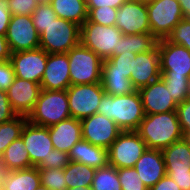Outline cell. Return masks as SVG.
Masks as SVG:
<instances>
[{
	"instance_id": "obj_38",
	"label": "cell",
	"mask_w": 190,
	"mask_h": 190,
	"mask_svg": "<svg viewBox=\"0 0 190 190\" xmlns=\"http://www.w3.org/2000/svg\"><path fill=\"white\" fill-rule=\"evenodd\" d=\"M169 42L181 45L190 51V19L183 18L166 38Z\"/></svg>"
},
{
	"instance_id": "obj_23",
	"label": "cell",
	"mask_w": 190,
	"mask_h": 190,
	"mask_svg": "<svg viewBox=\"0 0 190 190\" xmlns=\"http://www.w3.org/2000/svg\"><path fill=\"white\" fill-rule=\"evenodd\" d=\"M161 151L166 171L190 170V143L185 138Z\"/></svg>"
},
{
	"instance_id": "obj_24",
	"label": "cell",
	"mask_w": 190,
	"mask_h": 190,
	"mask_svg": "<svg viewBox=\"0 0 190 190\" xmlns=\"http://www.w3.org/2000/svg\"><path fill=\"white\" fill-rule=\"evenodd\" d=\"M49 4L53 7L57 17L80 27L88 18L86 0H51Z\"/></svg>"
},
{
	"instance_id": "obj_2",
	"label": "cell",
	"mask_w": 190,
	"mask_h": 190,
	"mask_svg": "<svg viewBox=\"0 0 190 190\" xmlns=\"http://www.w3.org/2000/svg\"><path fill=\"white\" fill-rule=\"evenodd\" d=\"M97 113L113 120L122 131H136L145 117L138 90L119 96L105 93L98 105Z\"/></svg>"
},
{
	"instance_id": "obj_11",
	"label": "cell",
	"mask_w": 190,
	"mask_h": 190,
	"mask_svg": "<svg viewBox=\"0 0 190 190\" xmlns=\"http://www.w3.org/2000/svg\"><path fill=\"white\" fill-rule=\"evenodd\" d=\"M82 139L108 149L122 130L105 115L95 113L81 120Z\"/></svg>"
},
{
	"instance_id": "obj_36",
	"label": "cell",
	"mask_w": 190,
	"mask_h": 190,
	"mask_svg": "<svg viewBox=\"0 0 190 190\" xmlns=\"http://www.w3.org/2000/svg\"><path fill=\"white\" fill-rule=\"evenodd\" d=\"M31 17L36 31L41 35L46 27L57 18V14L50 4H39Z\"/></svg>"
},
{
	"instance_id": "obj_21",
	"label": "cell",
	"mask_w": 190,
	"mask_h": 190,
	"mask_svg": "<svg viewBox=\"0 0 190 190\" xmlns=\"http://www.w3.org/2000/svg\"><path fill=\"white\" fill-rule=\"evenodd\" d=\"M54 149L69 153L82 139L81 120L69 118L48 127Z\"/></svg>"
},
{
	"instance_id": "obj_49",
	"label": "cell",
	"mask_w": 190,
	"mask_h": 190,
	"mask_svg": "<svg viewBox=\"0 0 190 190\" xmlns=\"http://www.w3.org/2000/svg\"><path fill=\"white\" fill-rule=\"evenodd\" d=\"M184 18L190 19V0H178Z\"/></svg>"
},
{
	"instance_id": "obj_31",
	"label": "cell",
	"mask_w": 190,
	"mask_h": 190,
	"mask_svg": "<svg viewBox=\"0 0 190 190\" xmlns=\"http://www.w3.org/2000/svg\"><path fill=\"white\" fill-rule=\"evenodd\" d=\"M91 188L92 190H122L117 169L109 164L96 169Z\"/></svg>"
},
{
	"instance_id": "obj_15",
	"label": "cell",
	"mask_w": 190,
	"mask_h": 190,
	"mask_svg": "<svg viewBox=\"0 0 190 190\" xmlns=\"http://www.w3.org/2000/svg\"><path fill=\"white\" fill-rule=\"evenodd\" d=\"M21 138L34 167H38L44 159H48L51 150L54 149L48 127L34 125L27 121L21 132Z\"/></svg>"
},
{
	"instance_id": "obj_45",
	"label": "cell",
	"mask_w": 190,
	"mask_h": 190,
	"mask_svg": "<svg viewBox=\"0 0 190 190\" xmlns=\"http://www.w3.org/2000/svg\"><path fill=\"white\" fill-rule=\"evenodd\" d=\"M9 0H0V35L5 36L11 19V13L8 9Z\"/></svg>"
},
{
	"instance_id": "obj_9",
	"label": "cell",
	"mask_w": 190,
	"mask_h": 190,
	"mask_svg": "<svg viewBox=\"0 0 190 190\" xmlns=\"http://www.w3.org/2000/svg\"><path fill=\"white\" fill-rule=\"evenodd\" d=\"M104 94L101 83L71 85L67 89L71 117L82 120L97 113Z\"/></svg>"
},
{
	"instance_id": "obj_44",
	"label": "cell",
	"mask_w": 190,
	"mask_h": 190,
	"mask_svg": "<svg viewBox=\"0 0 190 190\" xmlns=\"http://www.w3.org/2000/svg\"><path fill=\"white\" fill-rule=\"evenodd\" d=\"M166 175L170 176L181 190H190V170L166 171Z\"/></svg>"
},
{
	"instance_id": "obj_51",
	"label": "cell",
	"mask_w": 190,
	"mask_h": 190,
	"mask_svg": "<svg viewBox=\"0 0 190 190\" xmlns=\"http://www.w3.org/2000/svg\"><path fill=\"white\" fill-rule=\"evenodd\" d=\"M67 190H92V188L91 187H86V188L77 187V188H68Z\"/></svg>"
},
{
	"instance_id": "obj_47",
	"label": "cell",
	"mask_w": 190,
	"mask_h": 190,
	"mask_svg": "<svg viewBox=\"0 0 190 190\" xmlns=\"http://www.w3.org/2000/svg\"><path fill=\"white\" fill-rule=\"evenodd\" d=\"M127 0H86L87 8L109 6L118 9Z\"/></svg>"
},
{
	"instance_id": "obj_35",
	"label": "cell",
	"mask_w": 190,
	"mask_h": 190,
	"mask_svg": "<svg viewBox=\"0 0 190 190\" xmlns=\"http://www.w3.org/2000/svg\"><path fill=\"white\" fill-rule=\"evenodd\" d=\"M122 190H149L134 167L117 169Z\"/></svg>"
},
{
	"instance_id": "obj_41",
	"label": "cell",
	"mask_w": 190,
	"mask_h": 190,
	"mask_svg": "<svg viewBox=\"0 0 190 190\" xmlns=\"http://www.w3.org/2000/svg\"><path fill=\"white\" fill-rule=\"evenodd\" d=\"M176 113L185 137L190 132V98L178 104Z\"/></svg>"
},
{
	"instance_id": "obj_20",
	"label": "cell",
	"mask_w": 190,
	"mask_h": 190,
	"mask_svg": "<svg viewBox=\"0 0 190 190\" xmlns=\"http://www.w3.org/2000/svg\"><path fill=\"white\" fill-rule=\"evenodd\" d=\"M134 168L149 189L166 175L162 151L158 149L147 148L137 160Z\"/></svg>"
},
{
	"instance_id": "obj_34",
	"label": "cell",
	"mask_w": 190,
	"mask_h": 190,
	"mask_svg": "<svg viewBox=\"0 0 190 190\" xmlns=\"http://www.w3.org/2000/svg\"><path fill=\"white\" fill-rule=\"evenodd\" d=\"M41 184L49 190H66L64 169L61 168H38Z\"/></svg>"
},
{
	"instance_id": "obj_46",
	"label": "cell",
	"mask_w": 190,
	"mask_h": 190,
	"mask_svg": "<svg viewBox=\"0 0 190 190\" xmlns=\"http://www.w3.org/2000/svg\"><path fill=\"white\" fill-rule=\"evenodd\" d=\"M149 190H181V188L176 184V182L170 176L165 175Z\"/></svg>"
},
{
	"instance_id": "obj_19",
	"label": "cell",
	"mask_w": 190,
	"mask_h": 190,
	"mask_svg": "<svg viewBox=\"0 0 190 190\" xmlns=\"http://www.w3.org/2000/svg\"><path fill=\"white\" fill-rule=\"evenodd\" d=\"M160 77V56L157 46L152 51L137 54L132 60L130 80L136 90L148 86Z\"/></svg>"
},
{
	"instance_id": "obj_55",
	"label": "cell",
	"mask_w": 190,
	"mask_h": 190,
	"mask_svg": "<svg viewBox=\"0 0 190 190\" xmlns=\"http://www.w3.org/2000/svg\"><path fill=\"white\" fill-rule=\"evenodd\" d=\"M188 98H190V78H189V91H188Z\"/></svg>"
},
{
	"instance_id": "obj_53",
	"label": "cell",
	"mask_w": 190,
	"mask_h": 190,
	"mask_svg": "<svg viewBox=\"0 0 190 190\" xmlns=\"http://www.w3.org/2000/svg\"><path fill=\"white\" fill-rule=\"evenodd\" d=\"M35 190H49L44 185L40 184Z\"/></svg>"
},
{
	"instance_id": "obj_3",
	"label": "cell",
	"mask_w": 190,
	"mask_h": 190,
	"mask_svg": "<svg viewBox=\"0 0 190 190\" xmlns=\"http://www.w3.org/2000/svg\"><path fill=\"white\" fill-rule=\"evenodd\" d=\"M71 118L67 90L41 89L33 111L28 115L31 124L49 127Z\"/></svg>"
},
{
	"instance_id": "obj_27",
	"label": "cell",
	"mask_w": 190,
	"mask_h": 190,
	"mask_svg": "<svg viewBox=\"0 0 190 190\" xmlns=\"http://www.w3.org/2000/svg\"><path fill=\"white\" fill-rule=\"evenodd\" d=\"M0 161L4 164L8 171L33 167L29 158V153L26 150L25 144L21 137L17 140H14L5 149Z\"/></svg>"
},
{
	"instance_id": "obj_48",
	"label": "cell",
	"mask_w": 190,
	"mask_h": 190,
	"mask_svg": "<svg viewBox=\"0 0 190 190\" xmlns=\"http://www.w3.org/2000/svg\"><path fill=\"white\" fill-rule=\"evenodd\" d=\"M11 54L12 52L10 50L6 37L0 35V61L10 60Z\"/></svg>"
},
{
	"instance_id": "obj_32",
	"label": "cell",
	"mask_w": 190,
	"mask_h": 190,
	"mask_svg": "<svg viewBox=\"0 0 190 190\" xmlns=\"http://www.w3.org/2000/svg\"><path fill=\"white\" fill-rule=\"evenodd\" d=\"M173 99L179 104L188 98L189 78L178 75H161Z\"/></svg>"
},
{
	"instance_id": "obj_8",
	"label": "cell",
	"mask_w": 190,
	"mask_h": 190,
	"mask_svg": "<svg viewBox=\"0 0 190 190\" xmlns=\"http://www.w3.org/2000/svg\"><path fill=\"white\" fill-rule=\"evenodd\" d=\"M146 149L136 131H122L108 148V164L116 169L134 167Z\"/></svg>"
},
{
	"instance_id": "obj_43",
	"label": "cell",
	"mask_w": 190,
	"mask_h": 190,
	"mask_svg": "<svg viewBox=\"0 0 190 190\" xmlns=\"http://www.w3.org/2000/svg\"><path fill=\"white\" fill-rule=\"evenodd\" d=\"M18 116L13 110L5 90L0 89V124L11 121Z\"/></svg>"
},
{
	"instance_id": "obj_30",
	"label": "cell",
	"mask_w": 190,
	"mask_h": 190,
	"mask_svg": "<svg viewBox=\"0 0 190 190\" xmlns=\"http://www.w3.org/2000/svg\"><path fill=\"white\" fill-rule=\"evenodd\" d=\"M27 121V116L18 115L11 121L0 124V158L3 156L5 149L14 140L21 137V132Z\"/></svg>"
},
{
	"instance_id": "obj_7",
	"label": "cell",
	"mask_w": 190,
	"mask_h": 190,
	"mask_svg": "<svg viewBox=\"0 0 190 190\" xmlns=\"http://www.w3.org/2000/svg\"><path fill=\"white\" fill-rule=\"evenodd\" d=\"M151 33L158 39L167 38L184 18L178 0H152L146 2Z\"/></svg>"
},
{
	"instance_id": "obj_50",
	"label": "cell",
	"mask_w": 190,
	"mask_h": 190,
	"mask_svg": "<svg viewBox=\"0 0 190 190\" xmlns=\"http://www.w3.org/2000/svg\"><path fill=\"white\" fill-rule=\"evenodd\" d=\"M8 169L0 161V190H3V182L7 177Z\"/></svg>"
},
{
	"instance_id": "obj_12",
	"label": "cell",
	"mask_w": 190,
	"mask_h": 190,
	"mask_svg": "<svg viewBox=\"0 0 190 190\" xmlns=\"http://www.w3.org/2000/svg\"><path fill=\"white\" fill-rule=\"evenodd\" d=\"M116 27L123 35L151 32L146 2L127 0L117 10Z\"/></svg>"
},
{
	"instance_id": "obj_42",
	"label": "cell",
	"mask_w": 190,
	"mask_h": 190,
	"mask_svg": "<svg viewBox=\"0 0 190 190\" xmlns=\"http://www.w3.org/2000/svg\"><path fill=\"white\" fill-rule=\"evenodd\" d=\"M15 72L11 61H0V89L7 90L13 83Z\"/></svg>"
},
{
	"instance_id": "obj_29",
	"label": "cell",
	"mask_w": 190,
	"mask_h": 190,
	"mask_svg": "<svg viewBox=\"0 0 190 190\" xmlns=\"http://www.w3.org/2000/svg\"><path fill=\"white\" fill-rule=\"evenodd\" d=\"M106 94L119 96L128 95L136 91L132 81L120 72H101V82Z\"/></svg>"
},
{
	"instance_id": "obj_5",
	"label": "cell",
	"mask_w": 190,
	"mask_h": 190,
	"mask_svg": "<svg viewBox=\"0 0 190 190\" xmlns=\"http://www.w3.org/2000/svg\"><path fill=\"white\" fill-rule=\"evenodd\" d=\"M70 65V84H94L101 82L103 60L92 50L81 44L68 53Z\"/></svg>"
},
{
	"instance_id": "obj_33",
	"label": "cell",
	"mask_w": 190,
	"mask_h": 190,
	"mask_svg": "<svg viewBox=\"0 0 190 190\" xmlns=\"http://www.w3.org/2000/svg\"><path fill=\"white\" fill-rule=\"evenodd\" d=\"M137 54H120L103 60L101 72H120L130 79L132 73V60Z\"/></svg>"
},
{
	"instance_id": "obj_13",
	"label": "cell",
	"mask_w": 190,
	"mask_h": 190,
	"mask_svg": "<svg viewBox=\"0 0 190 190\" xmlns=\"http://www.w3.org/2000/svg\"><path fill=\"white\" fill-rule=\"evenodd\" d=\"M161 75H178L190 78V51L185 47L160 39L157 44Z\"/></svg>"
},
{
	"instance_id": "obj_10",
	"label": "cell",
	"mask_w": 190,
	"mask_h": 190,
	"mask_svg": "<svg viewBox=\"0 0 190 190\" xmlns=\"http://www.w3.org/2000/svg\"><path fill=\"white\" fill-rule=\"evenodd\" d=\"M5 37L12 53L40 48V34L28 15H11Z\"/></svg>"
},
{
	"instance_id": "obj_56",
	"label": "cell",
	"mask_w": 190,
	"mask_h": 190,
	"mask_svg": "<svg viewBox=\"0 0 190 190\" xmlns=\"http://www.w3.org/2000/svg\"><path fill=\"white\" fill-rule=\"evenodd\" d=\"M142 2H149V1H152V0H140Z\"/></svg>"
},
{
	"instance_id": "obj_1",
	"label": "cell",
	"mask_w": 190,
	"mask_h": 190,
	"mask_svg": "<svg viewBox=\"0 0 190 190\" xmlns=\"http://www.w3.org/2000/svg\"><path fill=\"white\" fill-rule=\"evenodd\" d=\"M136 132L148 149L163 150L184 139L176 111L145 115Z\"/></svg>"
},
{
	"instance_id": "obj_16",
	"label": "cell",
	"mask_w": 190,
	"mask_h": 190,
	"mask_svg": "<svg viewBox=\"0 0 190 190\" xmlns=\"http://www.w3.org/2000/svg\"><path fill=\"white\" fill-rule=\"evenodd\" d=\"M145 115L176 111L178 103L173 99L160 77L138 90Z\"/></svg>"
},
{
	"instance_id": "obj_40",
	"label": "cell",
	"mask_w": 190,
	"mask_h": 190,
	"mask_svg": "<svg viewBox=\"0 0 190 190\" xmlns=\"http://www.w3.org/2000/svg\"><path fill=\"white\" fill-rule=\"evenodd\" d=\"M38 5L36 0H9L8 9L11 15L31 16Z\"/></svg>"
},
{
	"instance_id": "obj_22",
	"label": "cell",
	"mask_w": 190,
	"mask_h": 190,
	"mask_svg": "<svg viewBox=\"0 0 190 190\" xmlns=\"http://www.w3.org/2000/svg\"><path fill=\"white\" fill-rule=\"evenodd\" d=\"M69 158L70 161L98 169L108 165V149L81 139L71 148Z\"/></svg>"
},
{
	"instance_id": "obj_54",
	"label": "cell",
	"mask_w": 190,
	"mask_h": 190,
	"mask_svg": "<svg viewBox=\"0 0 190 190\" xmlns=\"http://www.w3.org/2000/svg\"><path fill=\"white\" fill-rule=\"evenodd\" d=\"M184 138L190 143V132Z\"/></svg>"
},
{
	"instance_id": "obj_28",
	"label": "cell",
	"mask_w": 190,
	"mask_h": 190,
	"mask_svg": "<svg viewBox=\"0 0 190 190\" xmlns=\"http://www.w3.org/2000/svg\"><path fill=\"white\" fill-rule=\"evenodd\" d=\"M95 171L96 168L70 161L64 168L67 189L92 187Z\"/></svg>"
},
{
	"instance_id": "obj_26",
	"label": "cell",
	"mask_w": 190,
	"mask_h": 190,
	"mask_svg": "<svg viewBox=\"0 0 190 190\" xmlns=\"http://www.w3.org/2000/svg\"><path fill=\"white\" fill-rule=\"evenodd\" d=\"M158 39L151 33L123 35L118 45V55L139 54L152 51L158 44Z\"/></svg>"
},
{
	"instance_id": "obj_14",
	"label": "cell",
	"mask_w": 190,
	"mask_h": 190,
	"mask_svg": "<svg viewBox=\"0 0 190 190\" xmlns=\"http://www.w3.org/2000/svg\"><path fill=\"white\" fill-rule=\"evenodd\" d=\"M47 59L48 53L41 48L15 52L10 57L15 77L39 84L46 70Z\"/></svg>"
},
{
	"instance_id": "obj_37",
	"label": "cell",
	"mask_w": 190,
	"mask_h": 190,
	"mask_svg": "<svg viewBox=\"0 0 190 190\" xmlns=\"http://www.w3.org/2000/svg\"><path fill=\"white\" fill-rule=\"evenodd\" d=\"M87 10L88 21L105 26L116 25V16L118 9L109 6H104V8H87Z\"/></svg>"
},
{
	"instance_id": "obj_6",
	"label": "cell",
	"mask_w": 190,
	"mask_h": 190,
	"mask_svg": "<svg viewBox=\"0 0 190 190\" xmlns=\"http://www.w3.org/2000/svg\"><path fill=\"white\" fill-rule=\"evenodd\" d=\"M80 44V26L57 17L40 35V48L46 53H68Z\"/></svg>"
},
{
	"instance_id": "obj_52",
	"label": "cell",
	"mask_w": 190,
	"mask_h": 190,
	"mask_svg": "<svg viewBox=\"0 0 190 190\" xmlns=\"http://www.w3.org/2000/svg\"><path fill=\"white\" fill-rule=\"evenodd\" d=\"M39 4H49L51 0H36Z\"/></svg>"
},
{
	"instance_id": "obj_18",
	"label": "cell",
	"mask_w": 190,
	"mask_h": 190,
	"mask_svg": "<svg viewBox=\"0 0 190 190\" xmlns=\"http://www.w3.org/2000/svg\"><path fill=\"white\" fill-rule=\"evenodd\" d=\"M43 90H67L70 84V65L67 53L48 54L46 70L40 82Z\"/></svg>"
},
{
	"instance_id": "obj_4",
	"label": "cell",
	"mask_w": 190,
	"mask_h": 190,
	"mask_svg": "<svg viewBox=\"0 0 190 190\" xmlns=\"http://www.w3.org/2000/svg\"><path fill=\"white\" fill-rule=\"evenodd\" d=\"M123 33L116 27L100 25L86 20L80 27V44L97 54L102 60L118 55Z\"/></svg>"
},
{
	"instance_id": "obj_25",
	"label": "cell",
	"mask_w": 190,
	"mask_h": 190,
	"mask_svg": "<svg viewBox=\"0 0 190 190\" xmlns=\"http://www.w3.org/2000/svg\"><path fill=\"white\" fill-rule=\"evenodd\" d=\"M41 184L37 167L8 171L3 190H35Z\"/></svg>"
},
{
	"instance_id": "obj_17",
	"label": "cell",
	"mask_w": 190,
	"mask_h": 190,
	"mask_svg": "<svg viewBox=\"0 0 190 190\" xmlns=\"http://www.w3.org/2000/svg\"><path fill=\"white\" fill-rule=\"evenodd\" d=\"M40 91L39 83L15 77L6 93L16 114L28 117L35 107Z\"/></svg>"
},
{
	"instance_id": "obj_39",
	"label": "cell",
	"mask_w": 190,
	"mask_h": 190,
	"mask_svg": "<svg viewBox=\"0 0 190 190\" xmlns=\"http://www.w3.org/2000/svg\"><path fill=\"white\" fill-rule=\"evenodd\" d=\"M70 163L69 153L53 149L43 162L37 167L40 169L61 168L64 169Z\"/></svg>"
}]
</instances>
